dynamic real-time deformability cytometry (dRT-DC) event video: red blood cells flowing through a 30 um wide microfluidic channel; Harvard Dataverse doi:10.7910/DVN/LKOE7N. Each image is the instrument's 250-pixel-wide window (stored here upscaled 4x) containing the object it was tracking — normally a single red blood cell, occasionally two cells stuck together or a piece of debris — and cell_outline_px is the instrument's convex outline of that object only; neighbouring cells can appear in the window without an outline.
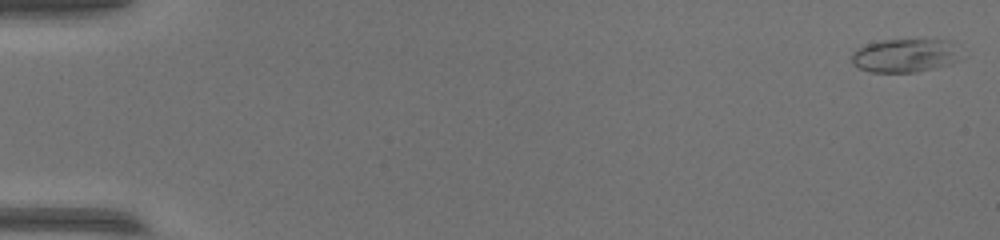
{"species": "common noctule bat (a hibernating species)", "species_latin": "Nyctalus noctula", "temperature_condition": "warm", "stored_images_in_passage": 53, "camera_frame_rate_fps": 3000, "um_per_image_px": 0.085, "animal": {"sex": "female", "body_mass_g": 17.0, "forearm_length_mm": 48.0}, "frame": {"image": 1, "passage_image": 1, "time_ms": 0.0, "image_size_px": [1000, 240], "cell_outline_px": [[964, 56], [960, 60], [952, 64], [916, 72], [872, 72], [856, 68], [852, 64], [852, 52], [856, 48], [880, 40], [948, 40]], "centroid_in_image_um": [76.93, 4.73], "position_along_channel_um": 8.1, "area_um2": 21.56}}
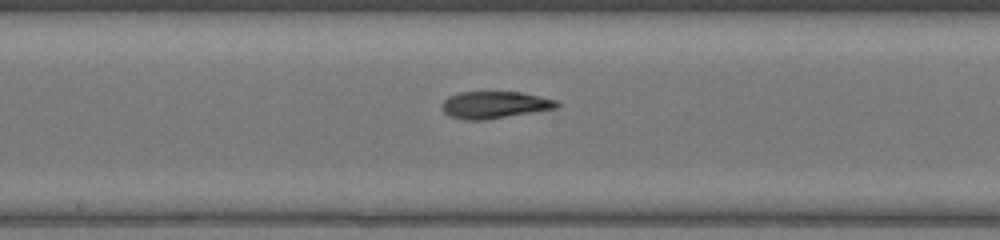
{"frame": {"image": 2, "passage_image": 29, "time_ms": 9.333, "image_size_px": [1000, 240], "cell_outline_px": [[560, 104], [556, 108], [484, 120], [464, 120], [448, 116], [440, 108], [440, 104], [448, 96], [460, 92], [520, 92], [540, 96], [556, 100]], "centroid_in_image_um": [41.97, 8.91], "position_along_channel_um": 206.2, "area_um2": 18.15}}
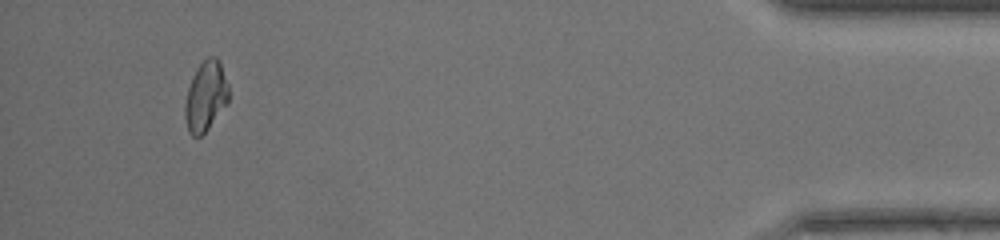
{"frame": {"image": 3, "passage_image": 50, "time_ms": 16.333, "image_size_px": [1000, 240], "cell_outline_px": [[228, 104], [208, 128], [200, 136], [192, 136], [188, 132], [184, 116], [184, 104], [188, 88], [196, 68], [208, 56], [216, 56], [220, 60], [228, 84]], "centroid_in_image_um": [17.48, 8.17], "position_along_channel_um": 417.7, "area_um2": 17.98}}